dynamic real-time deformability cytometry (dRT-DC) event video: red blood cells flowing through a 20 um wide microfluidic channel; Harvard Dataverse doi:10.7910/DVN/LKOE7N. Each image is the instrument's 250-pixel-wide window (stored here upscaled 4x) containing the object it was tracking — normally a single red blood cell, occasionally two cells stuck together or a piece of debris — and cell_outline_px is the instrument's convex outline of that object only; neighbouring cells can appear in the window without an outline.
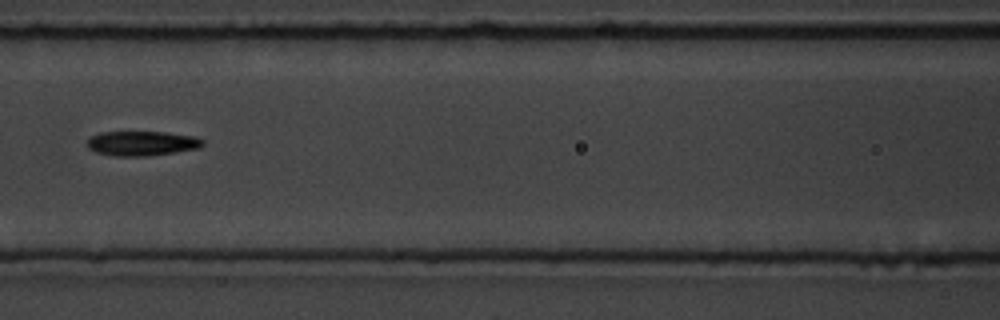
{"species": "common noctule bat (a hibernating species)", "species_latin": "Nyctalus noctula", "temperature_condition": "room temperature", "stored_images_in_passage": 15, "camera_frame_rate_fps": 3000, "um_per_image_px": 0.085, "animal": {"sex": "male", "body_mass_g": 19.5, "forearm_length_mm": 54.6}, "frame": {"image": 1, "passage_image": 7, "time_ms": 7.667, "image_size_px": [1000, 320], "cell_outline_px": [[204, 144], [200, 148], [176, 152], [148, 156], [112, 156], [96, 152], [88, 148], [88, 140], [92, 136], [100, 132], [164, 132], [196, 136], [204, 140]], "centroid_in_image_um": [12.1, 12.19], "position_along_channel_um": 154.5, "area_um2": 16.7}}
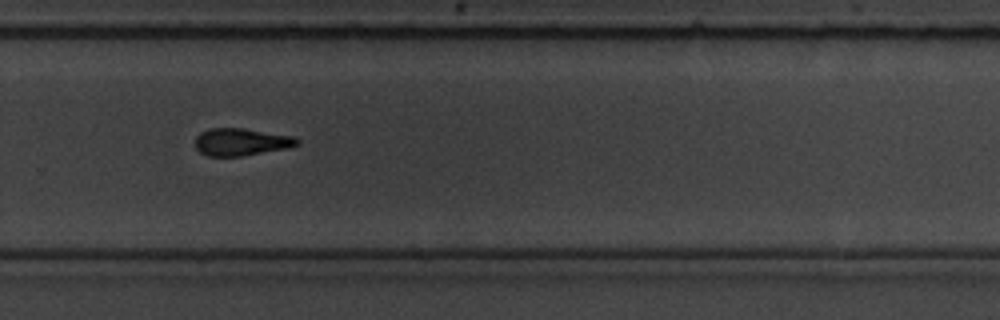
{"frame": {"image": 2, "passage_image": 11, "time_ms": 12.0, "image_size_px": [1000, 320], "cell_outline_px": [[300, 144], [288, 148], [240, 156], [208, 156], [200, 152], [196, 148], [196, 136], [200, 132], [208, 128], [244, 128], [292, 136], [300, 140]], "centroid_in_image_um": [20.49, 12.06], "position_along_channel_um": 309.3, "area_um2": 16.24}, "authors_computed_cell_mechanics": {"area_um2": 17.1666, "velocity_mm_per_s": 3.5885, "shape_relaxation_time_tau1_ms": 4.6952, "shape_relaxation_time_tau2_ms": null, "deformation_change_tau1": 0.12, "deformation_change_tau2": null}}